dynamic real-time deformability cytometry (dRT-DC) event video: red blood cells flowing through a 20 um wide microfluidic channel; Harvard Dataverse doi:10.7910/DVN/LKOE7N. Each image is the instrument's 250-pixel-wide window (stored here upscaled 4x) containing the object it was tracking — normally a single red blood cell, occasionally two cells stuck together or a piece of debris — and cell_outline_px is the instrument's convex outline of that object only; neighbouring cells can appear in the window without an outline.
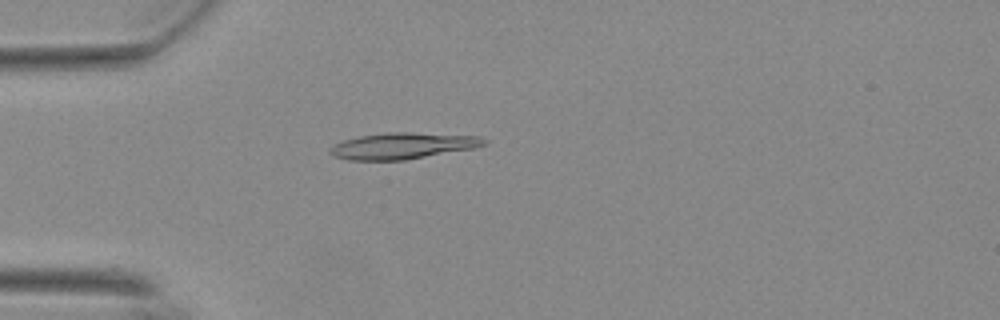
{"species": "Egyptian fruit bat (a non-hibernating species)", "species_latin": "Rousettus aegyptiacus", "temperature_condition": "warm", "stored_images_in_passage": 50, "camera_frame_rate_fps": 3000, "um_per_image_px": 0.085, "animal": {"sex": "female"}, "frame": {"image": 1, "passage_image": 10, "time_ms": 3.0, "image_size_px": [1000, 320], "cell_outline_px": [[488, 140], [484, 144], [472, 148], [404, 160], [348, 160], [336, 156], [328, 152], [336, 144], [344, 140], [360, 136], [384, 132], [412, 132], [480, 136]], "centroid_in_image_um": [34.24, 12.38], "position_along_channel_um": 50.8, "area_um2": 23.29}}
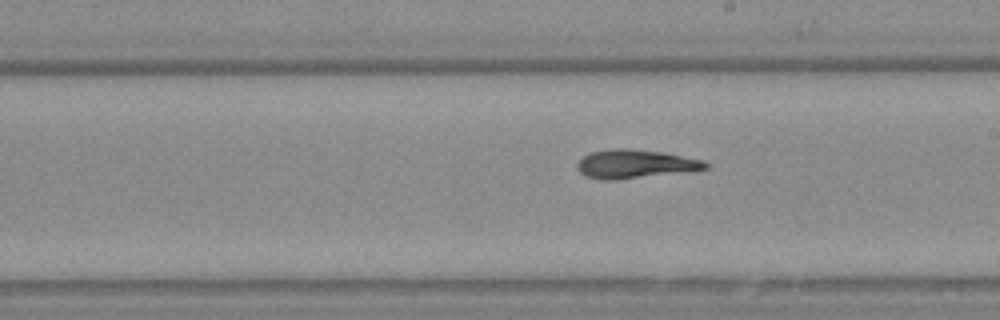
{"frame": {"image": 2, "passage_image": 26, "time_ms": 8.333, "image_size_px": [1000, 320], "cell_outline_px": [[708, 168], [688, 172], [616, 180], [600, 180], [584, 176], [576, 168], [576, 164], [584, 156], [592, 152], [612, 148], [632, 148], [660, 152], [704, 160], [708, 164]], "centroid_in_image_um": [53.97, 13.95], "position_along_channel_um": 235.0, "area_um2": 21.62}}
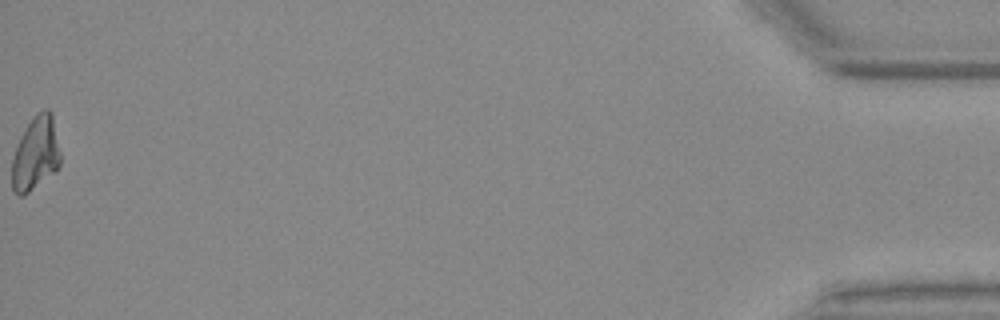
{"frame": {"image": 3, "passage_image": 50, "time_ms": 16.333, "image_size_px": [1000, 320], "cell_outline_px": [[60, 164], [56, 172], [24, 196], [20, 196], [12, 188], [12, 160], [16, 148], [32, 116], [36, 112], [44, 108], [48, 108], [52, 112], [60, 152]], "centroid_in_image_um": [3.05, 13.05], "position_along_channel_um": 432.1, "area_um2": 20.87}, "authors_computed_cell_mechanics": {"area_um2": 21.1548, "velocity_mm_per_s": 3.7032, "shape_relaxation_time_tau1_ms": null, "shape_relaxation_time_tau2_ms": 2.0777, "deformation_change_tau1": null, "deformation_change_tau2": 0.081}}